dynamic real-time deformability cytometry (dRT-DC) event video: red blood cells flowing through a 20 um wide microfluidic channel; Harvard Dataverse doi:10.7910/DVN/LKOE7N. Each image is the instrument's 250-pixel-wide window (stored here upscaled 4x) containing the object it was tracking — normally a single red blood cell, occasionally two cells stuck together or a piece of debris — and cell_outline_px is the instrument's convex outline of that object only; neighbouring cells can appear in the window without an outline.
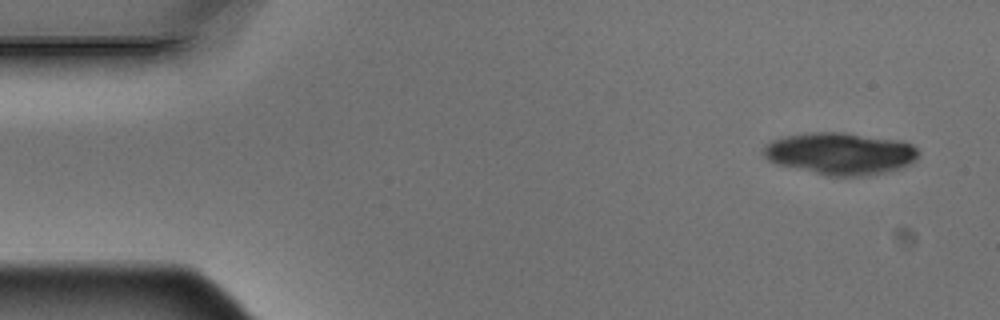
{"species": "Egyptian fruit bat (a non-hibernating species)", "species_latin": "Rousettus aegyptiacus", "temperature_condition": "warm", "stored_images_in_passage": 5, "camera_frame_rate_fps": 3000, "um_per_image_px": 0.085, "animal": {"sex": "male"}, "frame": {"image": 1, "passage_image": 1, "time_ms": 0.0, "image_size_px": [1000, 320], "cell_outline_px": [[920, 156], [916, 160], [904, 168], [888, 172], [868, 176], [828, 176], [776, 164], [768, 160], [764, 156], [764, 144], [772, 140], [784, 136], [812, 132], [844, 132], [900, 140], [912, 144], [920, 152]], "centroid_in_image_um": [71.47, 13.06], "position_along_channel_um": 13.5, "area_um2": 38.55}}
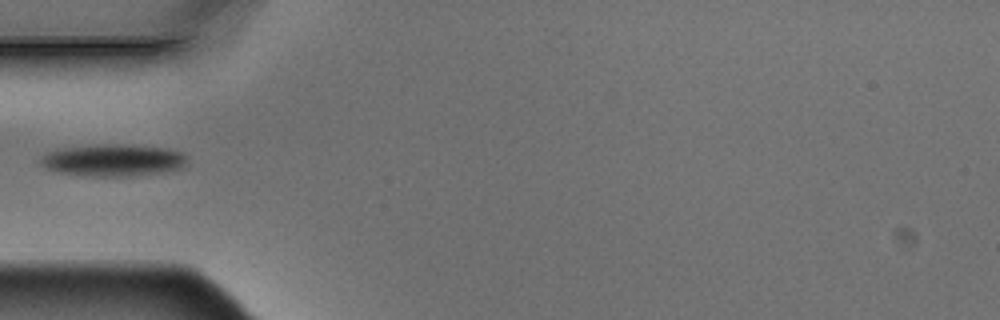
{"frame": {"image": 2, "passage_image": 5, "time_ms": 1.333, "image_size_px": [1000, 320], "cell_outline_px": [[188, 164], [184, 168], [160, 172], [132, 176], [80, 176], [56, 172], [40, 164], [40, 156], [56, 148], [96, 144], [116, 144], [164, 148], [184, 152], [188, 156]], "centroid_in_image_um": [9.61, 13.62], "position_along_channel_um": 75.4, "area_um2": 27.86}}